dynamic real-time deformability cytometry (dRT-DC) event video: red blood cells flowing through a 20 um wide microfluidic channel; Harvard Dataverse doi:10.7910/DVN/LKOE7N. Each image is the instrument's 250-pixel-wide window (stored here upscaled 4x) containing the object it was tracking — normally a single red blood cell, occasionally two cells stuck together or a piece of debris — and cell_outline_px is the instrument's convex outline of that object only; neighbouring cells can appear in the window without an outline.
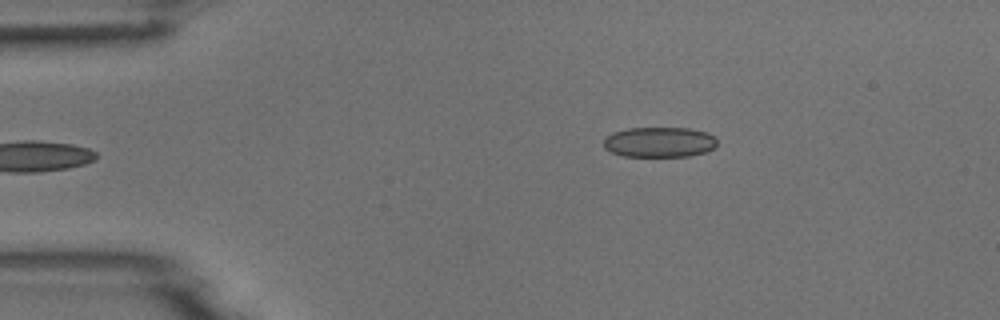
{"species": "common noctule bat (a hibernating species)", "species_latin": "Nyctalus noctula", "temperature_condition": "room temperature", "stored_images_in_passage": 5, "camera_frame_rate_fps": 3000, "um_per_image_px": 0.085, "animal": {"sex": "male", "body_mass_g": 18.8}, "frame": {"image": 1, "passage_image": 5, "time_ms": 1.333, "image_size_px": [1000, 320], "cell_outline_px": [[716, 148], [708, 152], [688, 156], [624, 156], [612, 152], [604, 148], [604, 136], [612, 132], [628, 128], [688, 128], [708, 132], [716, 136]], "centroid_in_image_um": [56.07, 12.07], "position_along_channel_um": 28.9, "area_um2": 20.29}}